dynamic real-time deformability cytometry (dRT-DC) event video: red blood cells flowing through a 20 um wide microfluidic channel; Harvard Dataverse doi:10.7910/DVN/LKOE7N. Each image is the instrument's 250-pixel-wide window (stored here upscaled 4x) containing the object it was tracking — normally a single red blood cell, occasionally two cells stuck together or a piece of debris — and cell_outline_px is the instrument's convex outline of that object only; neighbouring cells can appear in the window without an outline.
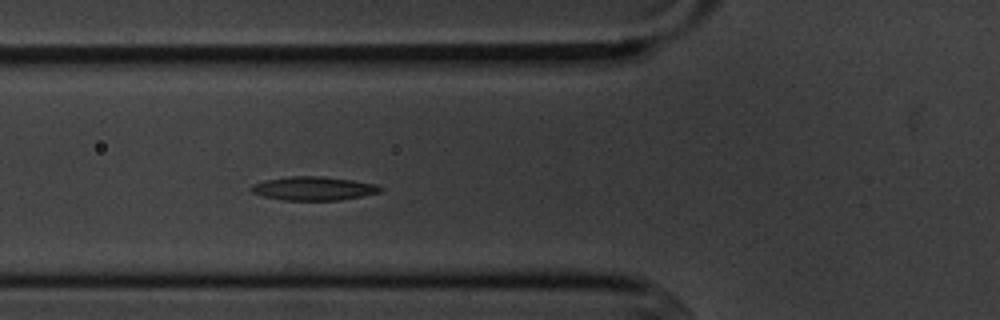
{"species": "common noctule bat (a hibernating species)", "species_latin": "Nyctalus noctula", "temperature_condition": "cold", "stored_images_in_passage": 7, "camera_frame_rate_fps": 3000, "um_per_image_px": 0.085, "animal": {"sex": "male", "body_mass_g": 20.1, "forearm_length_mm": 53.5}, "frame": {"image": 1, "passage_image": 7, "time_ms": 7.0, "image_size_px": [1000, 320], "cell_outline_px": [[384, 188], [380, 192], [340, 200], [284, 200], [264, 196], [252, 192], [252, 184], [264, 180], [292, 176], [320, 176], [352, 180], [376, 184]], "centroid_in_image_um": [26.66, 16.01], "position_along_channel_um": 99.1, "area_um2": 17.63}}